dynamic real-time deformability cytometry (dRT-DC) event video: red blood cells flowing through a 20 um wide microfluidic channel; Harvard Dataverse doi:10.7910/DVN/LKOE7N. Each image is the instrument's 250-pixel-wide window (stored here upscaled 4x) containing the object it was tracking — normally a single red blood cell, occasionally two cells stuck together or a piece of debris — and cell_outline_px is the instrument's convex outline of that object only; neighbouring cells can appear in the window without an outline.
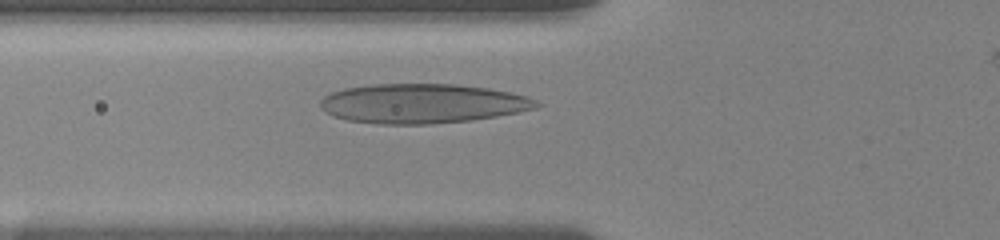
{"species": "human", "species_latin": "Homo sapiens", "temperature_condition": "room temperature", "stored_images_in_passage": 56, "camera_frame_rate_fps": 3000, "um_per_image_px": 0.085, "donor": {"sex": "female"}, "frame": {"image": 1, "passage_image": 13, "time_ms": 3.667, "image_size_px": [1000, 240], "cell_outline_px": [[544, 104], [536, 108], [496, 116], [468, 120], [428, 124], [376, 124], [348, 120], [332, 116], [324, 112], [320, 108], [320, 100], [324, 96], [332, 92], [344, 88], [372, 84], [456, 84], [488, 88], [512, 92], [528, 96]], "centroid_in_image_um": [35.88, 8.79], "position_along_channel_um": 89.9, "area_um2": 49.94}}
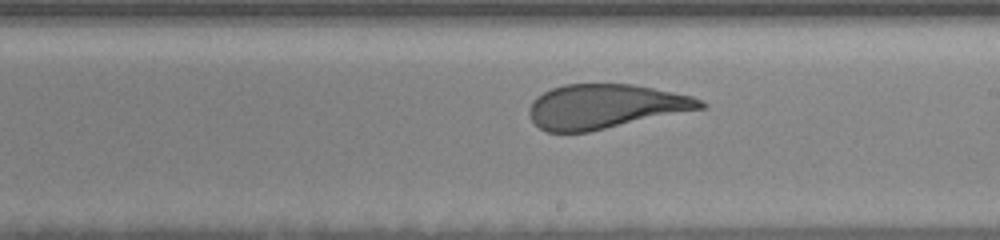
{"frame": {"image": 2, "passage_image": 34, "time_ms": 7.667, "image_size_px": [1000, 240], "cell_outline_px": [[708, 104], [704, 108], [588, 132], [548, 132], [540, 128], [532, 120], [528, 112], [528, 108], [532, 100], [536, 96], [552, 88], [564, 84], [632, 84], [692, 96]], "centroid_in_image_um": [51.41, 9.05], "position_along_channel_um": 237.6, "area_um2": 44.04}}
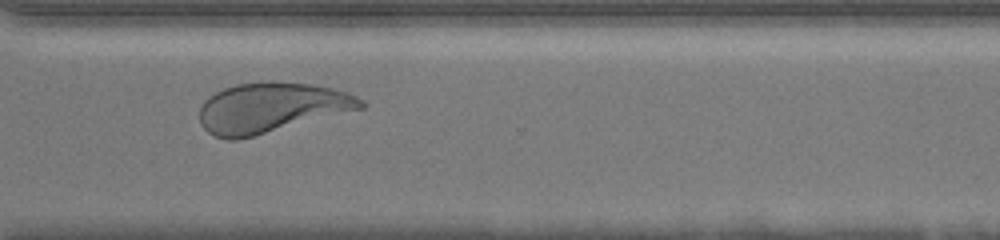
{"frame": {"image": 3, "passage_image": 49, "time_ms": 10.667, "image_size_px": [1000, 240], "cell_outline_px": [[368, 104], [364, 108], [236, 140], [228, 140], [212, 136], [200, 124], [200, 108], [204, 100], [208, 96], [224, 88], [236, 84], [268, 80], [272, 80], [312, 84], [332, 88], [348, 92], [364, 100]], "centroid_in_image_um": [23.05, 9.13], "position_along_channel_um": 347.5, "area_um2": 47.28}, "authors_computed_cell_mechanics": {"area_um2": 45.7198, "velocity_mm_per_s": 3.6709, "shape_relaxation_time_tau1_ms": 4.8953, "shape_relaxation_time_tau2_ms": 0.7897, "deformation_change_tau1": 0.1815, "deformation_change_tau2": 0.078}}